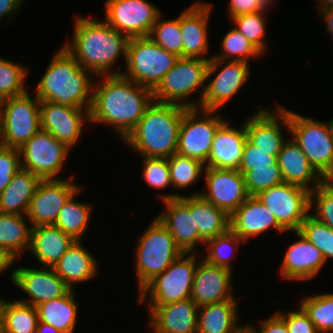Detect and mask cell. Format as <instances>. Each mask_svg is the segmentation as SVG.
<instances>
[{"mask_svg":"<svg viewBox=\"0 0 333 333\" xmlns=\"http://www.w3.org/2000/svg\"><path fill=\"white\" fill-rule=\"evenodd\" d=\"M218 112L187 108L179 128L177 153L199 160L206 165L215 132L227 119Z\"/></svg>","mask_w":333,"mask_h":333,"instance_id":"12","label":"cell"},{"mask_svg":"<svg viewBox=\"0 0 333 333\" xmlns=\"http://www.w3.org/2000/svg\"><path fill=\"white\" fill-rule=\"evenodd\" d=\"M194 221L205 242L230 229V216L201 195H194Z\"/></svg>","mask_w":333,"mask_h":333,"instance_id":"38","label":"cell"},{"mask_svg":"<svg viewBox=\"0 0 333 333\" xmlns=\"http://www.w3.org/2000/svg\"><path fill=\"white\" fill-rule=\"evenodd\" d=\"M318 333H333V292L314 293L298 302Z\"/></svg>","mask_w":333,"mask_h":333,"instance_id":"40","label":"cell"},{"mask_svg":"<svg viewBox=\"0 0 333 333\" xmlns=\"http://www.w3.org/2000/svg\"><path fill=\"white\" fill-rule=\"evenodd\" d=\"M208 63L209 60L200 58L179 57L152 90L154 101L186 108H200L206 89ZM198 90L197 100H192V96L194 97Z\"/></svg>","mask_w":333,"mask_h":333,"instance_id":"6","label":"cell"},{"mask_svg":"<svg viewBox=\"0 0 333 333\" xmlns=\"http://www.w3.org/2000/svg\"><path fill=\"white\" fill-rule=\"evenodd\" d=\"M244 245L245 242L231 229L226 233L209 239L205 242L204 250L202 251V258L219 267L227 268L234 272L233 259L237 260L239 247ZM205 252V254H204ZM237 255V256H236Z\"/></svg>","mask_w":333,"mask_h":333,"instance_id":"39","label":"cell"},{"mask_svg":"<svg viewBox=\"0 0 333 333\" xmlns=\"http://www.w3.org/2000/svg\"><path fill=\"white\" fill-rule=\"evenodd\" d=\"M277 162L278 156L270 155V152L254 146L248 139H246L238 170L245 175L251 170V166H271V164H277Z\"/></svg>","mask_w":333,"mask_h":333,"instance_id":"50","label":"cell"},{"mask_svg":"<svg viewBox=\"0 0 333 333\" xmlns=\"http://www.w3.org/2000/svg\"><path fill=\"white\" fill-rule=\"evenodd\" d=\"M291 138L325 179L333 175V123L305 116L289 108Z\"/></svg>","mask_w":333,"mask_h":333,"instance_id":"8","label":"cell"},{"mask_svg":"<svg viewBox=\"0 0 333 333\" xmlns=\"http://www.w3.org/2000/svg\"><path fill=\"white\" fill-rule=\"evenodd\" d=\"M233 276V271L200 259L196 266L190 299L201 307L237 298Z\"/></svg>","mask_w":333,"mask_h":333,"instance_id":"24","label":"cell"},{"mask_svg":"<svg viewBox=\"0 0 333 333\" xmlns=\"http://www.w3.org/2000/svg\"><path fill=\"white\" fill-rule=\"evenodd\" d=\"M25 0H0V26L1 23L11 22L19 15ZM23 4V5H22ZM16 16V17H15ZM15 18V19H14Z\"/></svg>","mask_w":333,"mask_h":333,"instance_id":"54","label":"cell"},{"mask_svg":"<svg viewBox=\"0 0 333 333\" xmlns=\"http://www.w3.org/2000/svg\"><path fill=\"white\" fill-rule=\"evenodd\" d=\"M168 165L170 169V181L172 184L171 190L173 192L156 194L158 199L160 198V202L186 196L183 192L179 193L177 191L186 190L187 187L189 188L191 185H194L197 182L199 183L203 178L205 169V164L199 160L181 155L177 152L168 158Z\"/></svg>","mask_w":333,"mask_h":333,"instance_id":"35","label":"cell"},{"mask_svg":"<svg viewBox=\"0 0 333 333\" xmlns=\"http://www.w3.org/2000/svg\"><path fill=\"white\" fill-rule=\"evenodd\" d=\"M28 76L29 67L0 56V98L4 100L25 93L29 88Z\"/></svg>","mask_w":333,"mask_h":333,"instance_id":"43","label":"cell"},{"mask_svg":"<svg viewBox=\"0 0 333 333\" xmlns=\"http://www.w3.org/2000/svg\"><path fill=\"white\" fill-rule=\"evenodd\" d=\"M41 180L31 171L21 168L0 194V213L26 215Z\"/></svg>","mask_w":333,"mask_h":333,"instance_id":"34","label":"cell"},{"mask_svg":"<svg viewBox=\"0 0 333 333\" xmlns=\"http://www.w3.org/2000/svg\"><path fill=\"white\" fill-rule=\"evenodd\" d=\"M244 178L250 196H256L262 191L284 183L278 164L251 166V170L244 175Z\"/></svg>","mask_w":333,"mask_h":333,"instance_id":"46","label":"cell"},{"mask_svg":"<svg viewBox=\"0 0 333 333\" xmlns=\"http://www.w3.org/2000/svg\"><path fill=\"white\" fill-rule=\"evenodd\" d=\"M142 159L141 178L155 190L171 189L170 169L167 158L139 157Z\"/></svg>","mask_w":333,"mask_h":333,"instance_id":"48","label":"cell"},{"mask_svg":"<svg viewBox=\"0 0 333 333\" xmlns=\"http://www.w3.org/2000/svg\"><path fill=\"white\" fill-rule=\"evenodd\" d=\"M74 16L71 41L66 39L61 46L80 66L96 77L122 74L124 69L115 65L120 58L126 64L129 38L112 28L103 18L98 21L95 17L81 14Z\"/></svg>","mask_w":333,"mask_h":333,"instance_id":"2","label":"cell"},{"mask_svg":"<svg viewBox=\"0 0 333 333\" xmlns=\"http://www.w3.org/2000/svg\"><path fill=\"white\" fill-rule=\"evenodd\" d=\"M153 101L152 89L122 74L97 76L93 85L89 124L107 125L122 141Z\"/></svg>","mask_w":333,"mask_h":333,"instance_id":"1","label":"cell"},{"mask_svg":"<svg viewBox=\"0 0 333 333\" xmlns=\"http://www.w3.org/2000/svg\"><path fill=\"white\" fill-rule=\"evenodd\" d=\"M199 253H182L161 274L156 275L139 292L137 303L146 306H163L190 299Z\"/></svg>","mask_w":333,"mask_h":333,"instance_id":"7","label":"cell"},{"mask_svg":"<svg viewBox=\"0 0 333 333\" xmlns=\"http://www.w3.org/2000/svg\"><path fill=\"white\" fill-rule=\"evenodd\" d=\"M213 2L197 1L180 13V30L183 44V57L211 60L209 22L213 11ZM212 10V11H211ZM210 56V57H209Z\"/></svg>","mask_w":333,"mask_h":333,"instance_id":"22","label":"cell"},{"mask_svg":"<svg viewBox=\"0 0 333 333\" xmlns=\"http://www.w3.org/2000/svg\"><path fill=\"white\" fill-rule=\"evenodd\" d=\"M258 323L256 327L251 321L248 323L254 333H289L285 321L276 312L262 318Z\"/></svg>","mask_w":333,"mask_h":333,"instance_id":"53","label":"cell"},{"mask_svg":"<svg viewBox=\"0 0 333 333\" xmlns=\"http://www.w3.org/2000/svg\"><path fill=\"white\" fill-rule=\"evenodd\" d=\"M31 229L26 215L0 213V252L10 263L27 253Z\"/></svg>","mask_w":333,"mask_h":333,"instance_id":"31","label":"cell"},{"mask_svg":"<svg viewBox=\"0 0 333 333\" xmlns=\"http://www.w3.org/2000/svg\"><path fill=\"white\" fill-rule=\"evenodd\" d=\"M297 240L288 246L278 267L282 280L304 282L315 279L326 265L322 252L304 238L298 231L293 232Z\"/></svg>","mask_w":333,"mask_h":333,"instance_id":"23","label":"cell"},{"mask_svg":"<svg viewBox=\"0 0 333 333\" xmlns=\"http://www.w3.org/2000/svg\"><path fill=\"white\" fill-rule=\"evenodd\" d=\"M146 307L150 333H197L198 306L191 299Z\"/></svg>","mask_w":333,"mask_h":333,"instance_id":"26","label":"cell"},{"mask_svg":"<svg viewBox=\"0 0 333 333\" xmlns=\"http://www.w3.org/2000/svg\"><path fill=\"white\" fill-rule=\"evenodd\" d=\"M37 324L36 307L0 294V333H35Z\"/></svg>","mask_w":333,"mask_h":333,"instance_id":"37","label":"cell"},{"mask_svg":"<svg viewBox=\"0 0 333 333\" xmlns=\"http://www.w3.org/2000/svg\"><path fill=\"white\" fill-rule=\"evenodd\" d=\"M53 53L34 94L40 100L90 110L96 76L80 66L62 46Z\"/></svg>","mask_w":333,"mask_h":333,"instance_id":"3","label":"cell"},{"mask_svg":"<svg viewBox=\"0 0 333 333\" xmlns=\"http://www.w3.org/2000/svg\"><path fill=\"white\" fill-rule=\"evenodd\" d=\"M161 13L154 23L149 37L159 46L183 57V44L180 30V13L173 19H164ZM163 18V19H161Z\"/></svg>","mask_w":333,"mask_h":333,"instance_id":"44","label":"cell"},{"mask_svg":"<svg viewBox=\"0 0 333 333\" xmlns=\"http://www.w3.org/2000/svg\"><path fill=\"white\" fill-rule=\"evenodd\" d=\"M250 64L212 58L207 67L206 89L200 108L213 111L224 108L251 79Z\"/></svg>","mask_w":333,"mask_h":333,"instance_id":"11","label":"cell"},{"mask_svg":"<svg viewBox=\"0 0 333 333\" xmlns=\"http://www.w3.org/2000/svg\"><path fill=\"white\" fill-rule=\"evenodd\" d=\"M83 187L75 192L62 206L58 217L54 223L55 227L61 229L65 234L70 235L75 240H83L85 232L89 230L90 219L93 217V203L85 202L76 197L80 195ZM84 201V202H83Z\"/></svg>","mask_w":333,"mask_h":333,"instance_id":"36","label":"cell"},{"mask_svg":"<svg viewBox=\"0 0 333 333\" xmlns=\"http://www.w3.org/2000/svg\"><path fill=\"white\" fill-rule=\"evenodd\" d=\"M27 90L2 100L0 145L21 149L40 129V99Z\"/></svg>","mask_w":333,"mask_h":333,"instance_id":"10","label":"cell"},{"mask_svg":"<svg viewBox=\"0 0 333 333\" xmlns=\"http://www.w3.org/2000/svg\"><path fill=\"white\" fill-rule=\"evenodd\" d=\"M276 217L285 232L298 231L309 215L310 191L289 183L271 187L256 195Z\"/></svg>","mask_w":333,"mask_h":333,"instance_id":"14","label":"cell"},{"mask_svg":"<svg viewBox=\"0 0 333 333\" xmlns=\"http://www.w3.org/2000/svg\"><path fill=\"white\" fill-rule=\"evenodd\" d=\"M7 271H10V262L0 252V277H2Z\"/></svg>","mask_w":333,"mask_h":333,"instance_id":"57","label":"cell"},{"mask_svg":"<svg viewBox=\"0 0 333 333\" xmlns=\"http://www.w3.org/2000/svg\"><path fill=\"white\" fill-rule=\"evenodd\" d=\"M19 151L22 169L41 179L64 178L60 173L66 167L71 150L48 131L40 129Z\"/></svg>","mask_w":333,"mask_h":333,"instance_id":"13","label":"cell"},{"mask_svg":"<svg viewBox=\"0 0 333 333\" xmlns=\"http://www.w3.org/2000/svg\"><path fill=\"white\" fill-rule=\"evenodd\" d=\"M227 32L221 37L219 53L213 54L214 59L231 61H252L264 56L253 46L234 26L230 25Z\"/></svg>","mask_w":333,"mask_h":333,"instance_id":"41","label":"cell"},{"mask_svg":"<svg viewBox=\"0 0 333 333\" xmlns=\"http://www.w3.org/2000/svg\"><path fill=\"white\" fill-rule=\"evenodd\" d=\"M230 229L246 244L251 242V238L267 234V231L273 230L278 235L285 234L275 215L256 196H249L230 215Z\"/></svg>","mask_w":333,"mask_h":333,"instance_id":"25","label":"cell"},{"mask_svg":"<svg viewBox=\"0 0 333 333\" xmlns=\"http://www.w3.org/2000/svg\"><path fill=\"white\" fill-rule=\"evenodd\" d=\"M178 58L176 54L156 44L149 36L130 38L122 75L153 90Z\"/></svg>","mask_w":333,"mask_h":333,"instance_id":"9","label":"cell"},{"mask_svg":"<svg viewBox=\"0 0 333 333\" xmlns=\"http://www.w3.org/2000/svg\"><path fill=\"white\" fill-rule=\"evenodd\" d=\"M275 310V312L285 321L289 333H318L315 324L299 306L296 310Z\"/></svg>","mask_w":333,"mask_h":333,"instance_id":"51","label":"cell"},{"mask_svg":"<svg viewBox=\"0 0 333 333\" xmlns=\"http://www.w3.org/2000/svg\"><path fill=\"white\" fill-rule=\"evenodd\" d=\"M309 209L311 216L333 229V185L328 180L310 192Z\"/></svg>","mask_w":333,"mask_h":333,"instance_id":"47","label":"cell"},{"mask_svg":"<svg viewBox=\"0 0 333 333\" xmlns=\"http://www.w3.org/2000/svg\"><path fill=\"white\" fill-rule=\"evenodd\" d=\"M35 333H64V332L59 331L58 329L54 328L53 326L47 323L38 321Z\"/></svg>","mask_w":333,"mask_h":333,"instance_id":"56","label":"cell"},{"mask_svg":"<svg viewBox=\"0 0 333 333\" xmlns=\"http://www.w3.org/2000/svg\"><path fill=\"white\" fill-rule=\"evenodd\" d=\"M75 241L54 225L36 226L31 229L27 253L33 255L39 267L53 268Z\"/></svg>","mask_w":333,"mask_h":333,"instance_id":"30","label":"cell"},{"mask_svg":"<svg viewBox=\"0 0 333 333\" xmlns=\"http://www.w3.org/2000/svg\"><path fill=\"white\" fill-rule=\"evenodd\" d=\"M319 3H316L317 11H323L333 7V0H316Z\"/></svg>","mask_w":333,"mask_h":333,"instance_id":"58","label":"cell"},{"mask_svg":"<svg viewBox=\"0 0 333 333\" xmlns=\"http://www.w3.org/2000/svg\"><path fill=\"white\" fill-rule=\"evenodd\" d=\"M227 118L215 132L205 167L238 170L246 143L244 122L239 128L231 126Z\"/></svg>","mask_w":333,"mask_h":333,"instance_id":"27","label":"cell"},{"mask_svg":"<svg viewBox=\"0 0 333 333\" xmlns=\"http://www.w3.org/2000/svg\"><path fill=\"white\" fill-rule=\"evenodd\" d=\"M288 139L283 144L278 154L277 164L280 167L284 183L294 184L313 191L325 179L310 164L300 146L287 135Z\"/></svg>","mask_w":333,"mask_h":333,"instance_id":"28","label":"cell"},{"mask_svg":"<svg viewBox=\"0 0 333 333\" xmlns=\"http://www.w3.org/2000/svg\"><path fill=\"white\" fill-rule=\"evenodd\" d=\"M238 300L241 298L198 307L197 333H235L244 325L239 323Z\"/></svg>","mask_w":333,"mask_h":333,"instance_id":"32","label":"cell"},{"mask_svg":"<svg viewBox=\"0 0 333 333\" xmlns=\"http://www.w3.org/2000/svg\"><path fill=\"white\" fill-rule=\"evenodd\" d=\"M186 109L153 101L122 143L140 157L168 159L177 152L179 128Z\"/></svg>","mask_w":333,"mask_h":333,"instance_id":"4","label":"cell"},{"mask_svg":"<svg viewBox=\"0 0 333 333\" xmlns=\"http://www.w3.org/2000/svg\"><path fill=\"white\" fill-rule=\"evenodd\" d=\"M83 242L76 240L53 267L56 274L73 290L77 288L75 285L79 284L80 287V284L84 285L100 274L97 254L93 255L86 249L87 246H83Z\"/></svg>","mask_w":333,"mask_h":333,"instance_id":"29","label":"cell"},{"mask_svg":"<svg viewBox=\"0 0 333 333\" xmlns=\"http://www.w3.org/2000/svg\"><path fill=\"white\" fill-rule=\"evenodd\" d=\"M227 11L228 19L234 18L238 15L249 14L261 11L269 14L276 3V0H228ZM272 6V9H271ZM269 8L271 10H269Z\"/></svg>","mask_w":333,"mask_h":333,"instance_id":"52","label":"cell"},{"mask_svg":"<svg viewBox=\"0 0 333 333\" xmlns=\"http://www.w3.org/2000/svg\"><path fill=\"white\" fill-rule=\"evenodd\" d=\"M137 236L135 244V280L137 293L156 275L164 272L183 251L177 246L169 230L157 217Z\"/></svg>","mask_w":333,"mask_h":333,"instance_id":"5","label":"cell"},{"mask_svg":"<svg viewBox=\"0 0 333 333\" xmlns=\"http://www.w3.org/2000/svg\"><path fill=\"white\" fill-rule=\"evenodd\" d=\"M298 232L322 252L326 263L333 260V229L309 214Z\"/></svg>","mask_w":333,"mask_h":333,"instance_id":"45","label":"cell"},{"mask_svg":"<svg viewBox=\"0 0 333 333\" xmlns=\"http://www.w3.org/2000/svg\"><path fill=\"white\" fill-rule=\"evenodd\" d=\"M328 181L333 185V175L328 179Z\"/></svg>","mask_w":333,"mask_h":333,"instance_id":"60","label":"cell"},{"mask_svg":"<svg viewBox=\"0 0 333 333\" xmlns=\"http://www.w3.org/2000/svg\"><path fill=\"white\" fill-rule=\"evenodd\" d=\"M76 290L66 295L39 304L36 307L38 321L47 323L64 333H75L79 321V302Z\"/></svg>","mask_w":333,"mask_h":333,"instance_id":"33","label":"cell"},{"mask_svg":"<svg viewBox=\"0 0 333 333\" xmlns=\"http://www.w3.org/2000/svg\"><path fill=\"white\" fill-rule=\"evenodd\" d=\"M254 112L243 120L247 139L270 155L278 156L288 139L283 130L290 134L289 108L277 103L272 109L262 105Z\"/></svg>","mask_w":333,"mask_h":333,"instance_id":"16","label":"cell"},{"mask_svg":"<svg viewBox=\"0 0 333 333\" xmlns=\"http://www.w3.org/2000/svg\"><path fill=\"white\" fill-rule=\"evenodd\" d=\"M235 333H254L251 326L246 322Z\"/></svg>","mask_w":333,"mask_h":333,"instance_id":"59","label":"cell"},{"mask_svg":"<svg viewBox=\"0 0 333 333\" xmlns=\"http://www.w3.org/2000/svg\"><path fill=\"white\" fill-rule=\"evenodd\" d=\"M2 99L0 98V111H1Z\"/></svg>","mask_w":333,"mask_h":333,"instance_id":"61","label":"cell"},{"mask_svg":"<svg viewBox=\"0 0 333 333\" xmlns=\"http://www.w3.org/2000/svg\"><path fill=\"white\" fill-rule=\"evenodd\" d=\"M104 20L126 37H147L162 13L149 0H106Z\"/></svg>","mask_w":333,"mask_h":333,"instance_id":"17","label":"cell"},{"mask_svg":"<svg viewBox=\"0 0 333 333\" xmlns=\"http://www.w3.org/2000/svg\"><path fill=\"white\" fill-rule=\"evenodd\" d=\"M75 178V174H70L66 178L40 181L26 213L32 227L54 225L62 206L82 187Z\"/></svg>","mask_w":333,"mask_h":333,"instance_id":"18","label":"cell"},{"mask_svg":"<svg viewBox=\"0 0 333 333\" xmlns=\"http://www.w3.org/2000/svg\"><path fill=\"white\" fill-rule=\"evenodd\" d=\"M321 17H322V21L325 23L324 25L326 26V30L325 33L326 34H330L329 39H331L332 43H333V7L323 10V11H318L317 12Z\"/></svg>","mask_w":333,"mask_h":333,"instance_id":"55","label":"cell"},{"mask_svg":"<svg viewBox=\"0 0 333 333\" xmlns=\"http://www.w3.org/2000/svg\"><path fill=\"white\" fill-rule=\"evenodd\" d=\"M203 180L205 188L188 195H201L229 216L250 196L244 175L239 170L205 167Z\"/></svg>","mask_w":333,"mask_h":333,"instance_id":"19","label":"cell"},{"mask_svg":"<svg viewBox=\"0 0 333 333\" xmlns=\"http://www.w3.org/2000/svg\"><path fill=\"white\" fill-rule=\"evenodd\" d=\"M162 212L156 217L169 230L183 253H201L205 241L199 235L194 221V195L162 201Z\"/></svg>","mask_w":333,"mask_h":333,"instance_id":"20","label":"cell"},{"mask_svg":"<svg viewBox=\"0 0 333 333\" xmlns=\"http://www.w3.org/2000/svg\"><path fill=\"white\" fill-rule=\"evenodd\" d=\"M17 260L10 263V282L27 297L18 301L37 306L66 295L71 288L56 274L53 268L19 266ZM16 264V267H15ZM14 266V267H13Z\"/></svg>","mask_w":333,"mask_h":333,"instance_id":"15","label":"cell"},{"mask_svg":"<svg viewBox=\"0 0 333 333\" xmlns=\"http://www.w3.org/2000/svg\"><path fill=\"white\" fill-rule=\"evenodd\" d=\"M20 169V151L0 145V194Z\"/></svg>","mask_w":333,"mask_h":333,"instance_id":"49","label":"cell"},{"mask_svg":"<svg viewBox=\"0 0 333 333\" xmlns=\"http://www.w3.org/2000/svg\"><path fill=\"white\" fill-rule=\"evenodd\" d=\"M267 13L257 11L249 14L238 15L228 22L235 27L253 46L263 55H267L270 49L266 40ZM266 37V38H265Z\"/></svg>","mask_w":333,"mask_h":333,"instance_id":"42","label":"cell"},{"mask_svg":"<svg viewBox=\"0 0 333 333\" xmlns=\"http://www.w3.org/2000/svg\"><path fill=\"white\" fill-rule=\"evenodd\" d=\"M40 121L42 130L72 150L90 123L89 110L40 100Z\"/></svg>","mask_w":333,"mask_h":333,"instance_id":"21","label":"cell"}]
</instances>
